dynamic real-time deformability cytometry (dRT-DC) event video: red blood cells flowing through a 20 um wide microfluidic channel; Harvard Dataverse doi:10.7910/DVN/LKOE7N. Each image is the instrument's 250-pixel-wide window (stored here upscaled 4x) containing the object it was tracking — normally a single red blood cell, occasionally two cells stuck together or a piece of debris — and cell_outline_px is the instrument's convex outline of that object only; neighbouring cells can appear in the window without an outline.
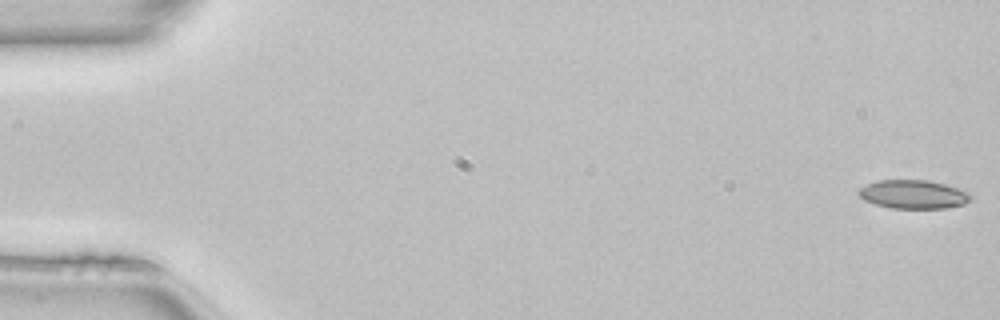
{"species": "common noctule bat (a hibernating species)", "species_latin": "Nyctalus noctula", "temperature_condition": "room temperature", "stored_images_in_passage": 50, "camera_frame_rate_fps": 3000, "um_per_image_px": 0.085, "animal": {"sex": "female", "body_mass_g": 22.7, "forearm_length_mm": 54.2}, "frame": {"image": 1, "passage_image": 1, "time_ms": 0.0, "image_size_px": [1000, 320], "cell_outline_px": [[972, 196], [964, 204], [944, 208], [892, 208], [876, 204], [864, 200], [856, 192], [860, 188], [876, 180], [928, 180], [944, 184], [968, 192]], "centroid_in_image_um": [77.6, 16.51], "position_along_channel_um": 7.4, "area_um2": 18.5}}
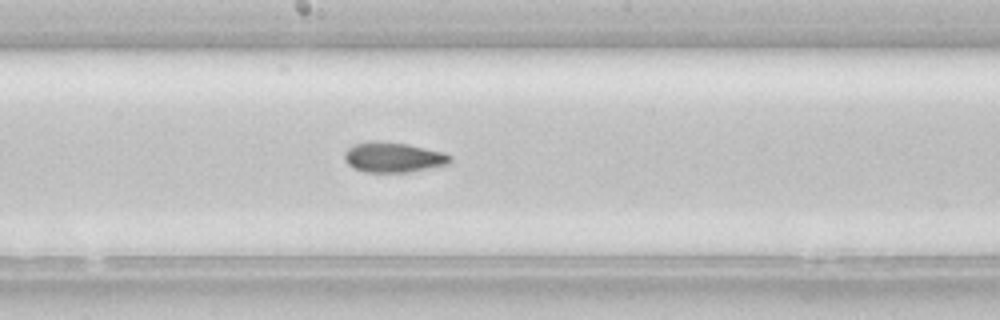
{"frame": {"image": 2, "passage_image": 27, "time_ms": 8.667, "image_size_px": [1000, 320], "cell_outline_px": [[452, 160], [448, 164], [408, 172], [364, 172], [352, 168], [344, 160], [344, 152], [348, 148], [356, 144], [408, 144], [444, 152], [452, 156]], "centroid_in_image_um": [33.47, 13.42], "position_along_channel_um": 214.7, "area_um2": 17.86}}
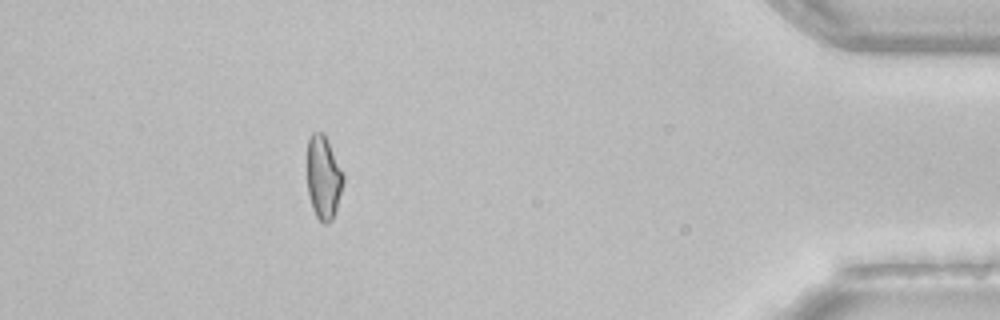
{"frame": {"image": 3, "passage_image": 45, "time_ms": 14.667, "image_size_px": [1000, 320], "cell_outline_px": [[344, 180], [336, 208], [332, 220], [328, 224], [324, 224], [316, 216], [312, 208], [308, 192], [308, 140], [312, 132], [324, 132], [328, 140], [344, 176]], "centroid_in_image_um": [27.49, 15.08], "position_along_channel_um": 407.7, "area_um2": 17.34}, "authors_computed_cell_mechanics": {"area_um2": 18.496, "velocity_mm_per_s": 4.1266, "shape_relaxation_time_tau1_ms": null, "shape_relaxation_time_tau2_ms": 2.9112, "deformation_change_tau1": null, "deformation_change_tau2": 0.0797}}